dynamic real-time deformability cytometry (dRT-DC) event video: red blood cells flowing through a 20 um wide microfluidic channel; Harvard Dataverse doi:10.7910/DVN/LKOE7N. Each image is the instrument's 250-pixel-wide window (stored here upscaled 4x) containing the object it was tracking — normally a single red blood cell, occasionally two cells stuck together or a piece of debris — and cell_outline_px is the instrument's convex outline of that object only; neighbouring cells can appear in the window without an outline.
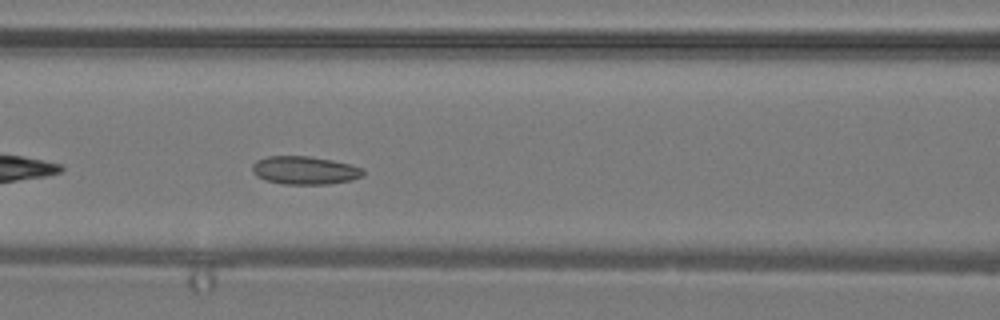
{"species": "common noctule bat (a hibernating species)", "species_latin": "Nyctalus noctula", "temperature_condition": "warm", "stored_images_in_passage": 26, "camera_frame_rate_fps": 3000, "um_per_image_px": 0.085, "animal": {"sex": "male", "body_mass_g": 19.2, "forearm_length_mm": 51.8}, "frame": {"image": 1, "passage_image": 10, "time_ms": 3.0, "image_size_px": [1000, 320], "cell_outline_px": [[364, 176], [352, 180], [328, 184], [284, 184], [264, 180], [256, 176], [252, 172], [252, 164], [256, 160], [268, 156], [308, 156], [332, 160], [364, 168]], "centroid_in_image_um": [25.89, 14.48], "position_along_channel_um": 140.7, "area_um2": 18.32}}
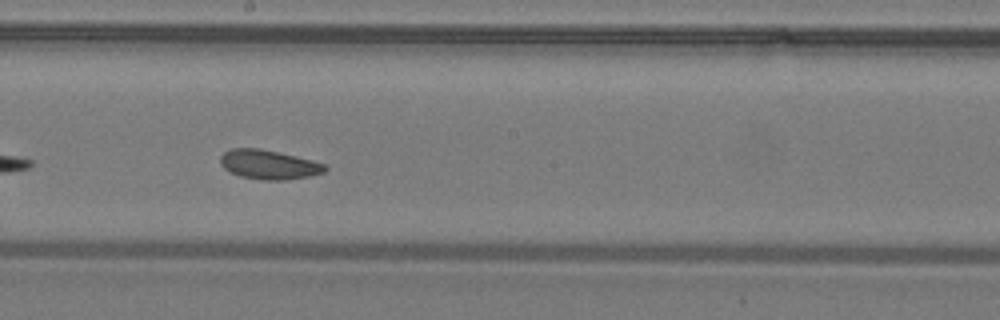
{"frame": {"image": 2, "passage_image": 15, "time_ms": 4.667, "image_size_px": [1000, 320], "cell_outline_px": [[328, 168], [324, 172], [308, 176], [284, 180], [264, 180], [240, 176], [224, 168], [220, 164], [220, 156], [224, 152], [232, 148], [260, 148], [296, 156], [312, 160], [324, 164]], "centroid_in_image_um": [22.83, 13.98], "position_along_channel_um": 225.4, "area_um2": 17.74}}
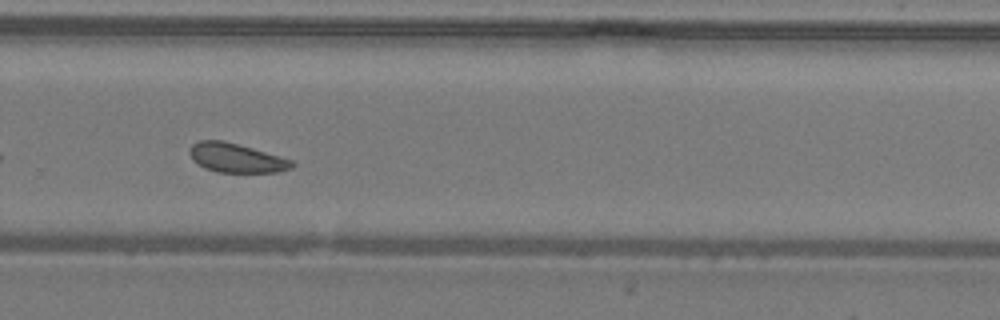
{"frame": {"image": 3, "passage_image": 20, "time_ms": 6.333, "image_size_px": [1000, 320], "cell_outline_px": [[296, 164], [292, 168], [276, 172], [216, 172], [204, 168], [192, 160], [188, 152], [192, 144], [200, 140], [224, 140], [280, 156], [292, 160]], "centroid_in_image_um": [20.06, 13.42], "position_along_channel_um": 309.7, "area_um2": 17.46}}